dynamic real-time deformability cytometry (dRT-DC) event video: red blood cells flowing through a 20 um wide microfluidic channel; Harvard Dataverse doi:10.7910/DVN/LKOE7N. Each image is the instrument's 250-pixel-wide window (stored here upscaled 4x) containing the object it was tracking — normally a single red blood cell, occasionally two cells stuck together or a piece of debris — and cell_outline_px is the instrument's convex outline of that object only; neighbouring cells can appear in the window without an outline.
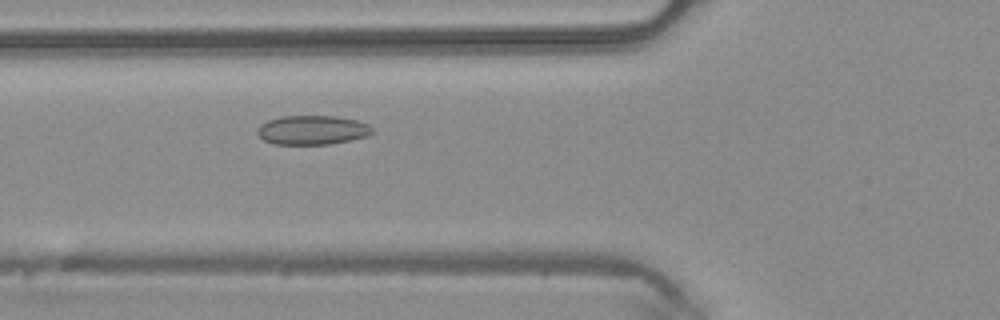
{"species": "common noctule bat (a hibernating species)", "species_latin": "Nyctalus noctula", "temperature_condition": "warm", "stored_images_in_passage": 43, "camera_frame_rate_fps": 3000, "um_per_image_px": 0.085, "animal": {"sex": "male", "body_mass_g": 20.4}, "frame": {"image": 1, "passage_image": 13, "time_ms": 4.0, "image_size_px": [1000, 320], "cell_outline_px": [[372, 132], [368, 136], [328, 144], [276, 144], [264, 140], [256, 132], [256, 128], [260, 124], [268, 120], [280, 116], [336, 116], [356, 120], [368, 124], [372, 128]], "centroid_in_image_um": [26.51, 11.04], "position_along_channel_um": 99.3, "area_um2": 19.48}}
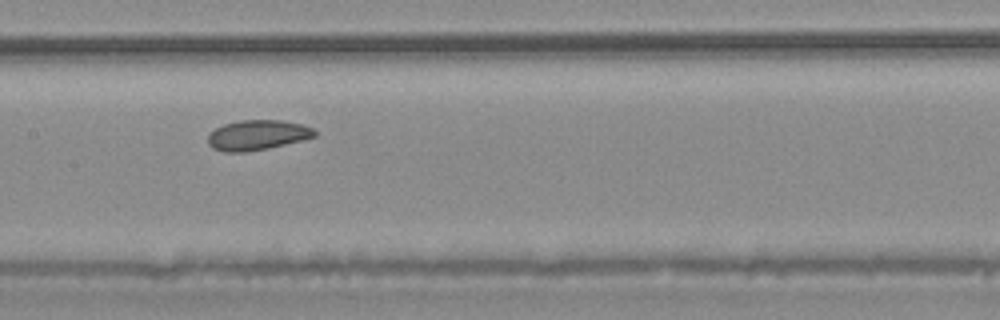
{"frame": {"image": 2, "passage_image": 19, "time_ms": 6.0, "image_size_px": [1000, 320], "cell_outline_px": [[316, 136], [268, 148], [244, 152], [224, 152], [212, 148], [208, 144], [208, 136], [216, 128], [224, 124], [240, 120], [280, 120], [300, 124], [312, 128], [316, 132]], "centroid_in_image_um": [21.84, 11.48], "position_along_channel_um": 185.6, "area_um2": 18.44}}
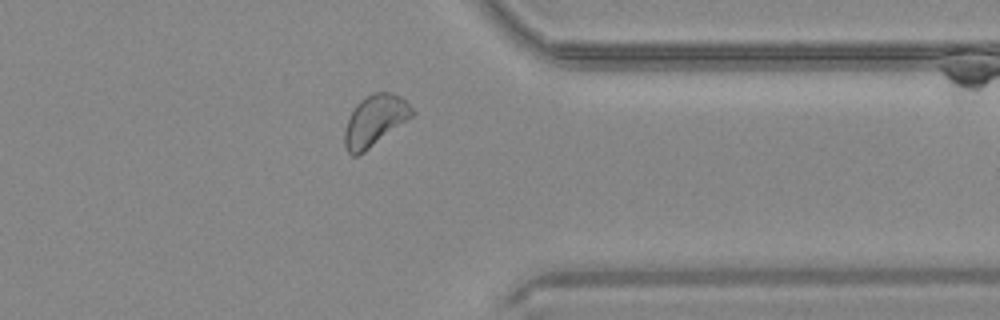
{"frame": {"image": 3, "passage_image": 33, "time_ms": 10.667, "image_size_px": [1000, 320], "cell_outline_px": [[416, 112], [412, 116], [364, 152], [356, 156], [352, 156], [348, 152], [344, 144], [344, 132], [348, 120], [356, 104], [360, 100], [376, 92], [392, 92], [400, 96]], "centroid_in_image_um": [31.85, 10.25], "position_along_channel_um": 379.5, "area_um2": 19.65}}